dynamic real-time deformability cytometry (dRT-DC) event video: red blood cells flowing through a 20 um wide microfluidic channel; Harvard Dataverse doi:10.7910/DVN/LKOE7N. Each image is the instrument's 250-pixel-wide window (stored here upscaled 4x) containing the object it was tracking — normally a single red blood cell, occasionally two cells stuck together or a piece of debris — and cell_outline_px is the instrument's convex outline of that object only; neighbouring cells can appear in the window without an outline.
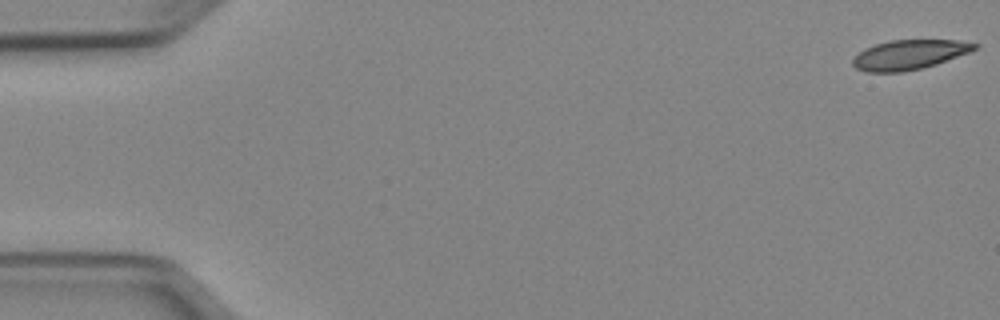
{"species": "Egyptian fruit bat (a non-hibernating species)", "species_latin": "Rousettus aegyptiacus", "temperature_condition": "cold", "stored_images_in_passage": 52, "camera_frame_rate_fps": 3000, "um_per_image_px": 0.085, "animal": {"sex": "female"}, "frame": {"image": 1, "passage_image": 1, "time_ms": 0.0, "image_size_px": [1000, 320], "cell_outline_px": [[980, 44], [976, 48], [968, 52], [936, 64], [924, 68], [900, 72], [864, 72], [856, 68], [852, 64], [852, 60], [864, 48], [888, 40], [956, 40]], "centroid_in_image_um": [77.25, 4.65], "position_along_channel_um": 7.7, "area_um2": 20.92}}
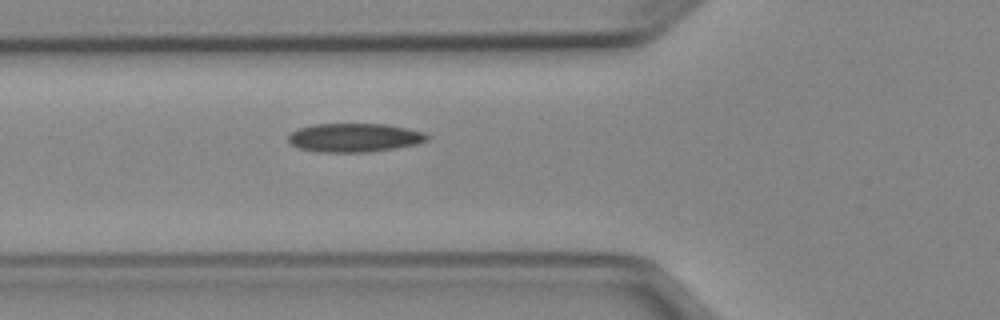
{"frame": {"image": 2, "passage_image": 19, "time_ms": 6.0, "image_size_px": [1000, 320], "cell_outline_px": [[428, 140], [416, 144], [396, 148], [368, 152], [320, 152], [300, 148], [292, 144], [288, 140], [288, 136], [292, 132], [300, 128], [316, 124], [384, 124], [408, 128], [424, 132], [428, 136]], "centroid_in_image_um": [30.15, 11.7], "position_along_channel_um": 95.6, "area_um2": 23.06}}
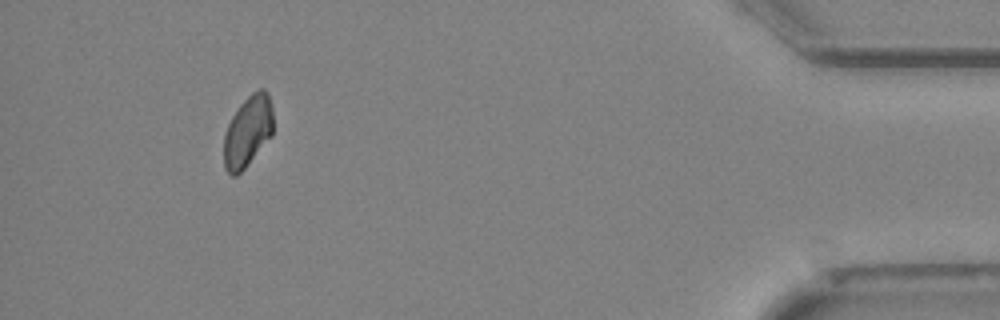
{"frame": {"image": 3, "passage_image": 48, "time_ms": 15.667, "image_size_px": [1000, 320], "cell_outline_px": [[272, 136], [244, 168], [236, 176], [232, 176], [224, 168], [224, 132], [232, 116], [240, 104], [252, 92], [260, 88], [264, 88], [268, 92], [272, 108]], "centroid_in_image_um": [21.05, 11.15], "position_along_channel_um": 414.1, "area_um2": 20.46}}